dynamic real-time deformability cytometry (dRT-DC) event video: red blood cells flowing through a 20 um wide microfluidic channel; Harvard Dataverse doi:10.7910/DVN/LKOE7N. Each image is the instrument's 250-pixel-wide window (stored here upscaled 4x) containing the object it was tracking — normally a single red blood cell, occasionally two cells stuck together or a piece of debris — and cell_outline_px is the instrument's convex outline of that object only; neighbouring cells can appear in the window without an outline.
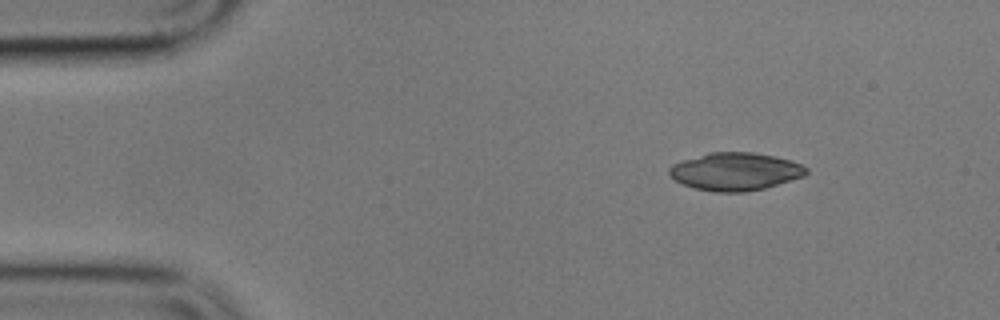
{"species": "common noctule bat (a hibernating species)", "species_latin": "Nyctalus noctula", "temperature_condition": "cold", "stored_images_in_passage": 10, "camera_frame_rate_fps": 3000, "um_per_image_px": 0.085, "animal": {"sex": "male", "body_mass_g": 17.9}, "frame": {"image": 1, "passage_image": 1, "time_ms": 0.0, "image_size_px": [1000, 320], "cell_outline_px": [[808, 172], [804, 176], [764, 188], [744, 192], [712, 192], [696, 188], [684, 184], [676, 180], [668, 172], [668, 168], [672, 164], [708, 152], [756, 152], [776, 156], [800, 164], [808, 168]], "centroid_in_image_um": [62.5, 14.57], "position_along_channel_um": 22.5, "area_um2": 30.06}}